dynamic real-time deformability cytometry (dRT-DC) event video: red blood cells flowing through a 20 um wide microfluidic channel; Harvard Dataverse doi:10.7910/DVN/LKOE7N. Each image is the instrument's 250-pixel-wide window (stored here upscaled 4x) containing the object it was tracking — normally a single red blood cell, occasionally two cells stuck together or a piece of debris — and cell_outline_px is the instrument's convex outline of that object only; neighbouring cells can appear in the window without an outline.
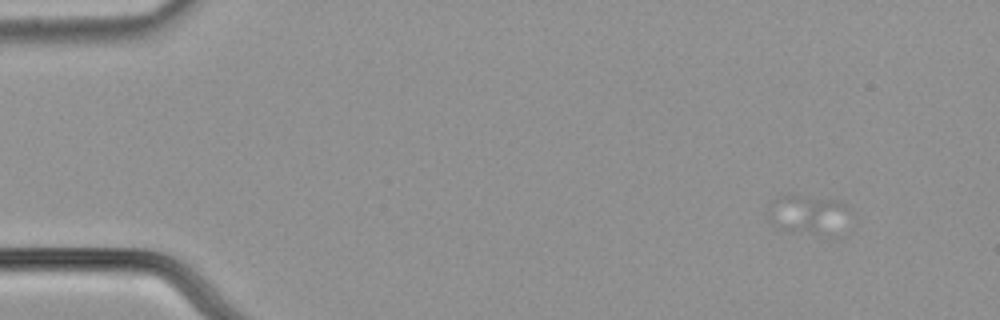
{"species": "common noctule bat (a hibernating species)", "species_latin": "Nyctalus noctula", "temperature_condition": "cold", "stored_images_in_passage": 19, "camera_frame_rate_fps": 3000, "um_per_image_px": 0.085, "animal": {"sex": "male", "body_mass_g": 21.5, "forearm_length_mm": 52.0}, "frame": {"image": 1, "passage_image": 1, "time_ms": 0.0, "image_size_px": [1000, 320], "cell_outline_px": [[848, 208], [816, 232], [788, 232], [764, 220], [772, 200], [776, 196], [796, 196], [836, 200], [844, 204]], "centroid_in_image_um": [68.24, 18.11], "position_along_channel_um": 16.8, "area_um2": 15.95}}